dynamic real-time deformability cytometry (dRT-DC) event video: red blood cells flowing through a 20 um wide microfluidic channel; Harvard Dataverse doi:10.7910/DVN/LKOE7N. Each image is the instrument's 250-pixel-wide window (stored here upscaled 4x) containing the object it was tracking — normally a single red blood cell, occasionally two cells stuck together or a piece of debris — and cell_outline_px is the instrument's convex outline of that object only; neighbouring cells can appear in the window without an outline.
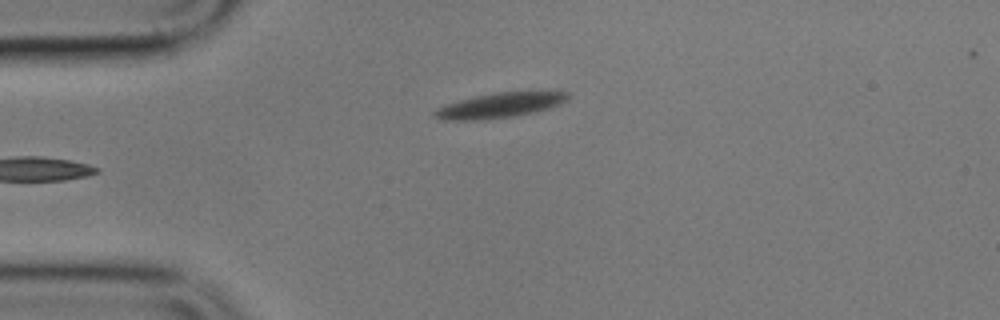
{"species": "common noctule bat (a hibernating species)", "species_latin": "Nyctalus noctula", "temperature_condition": "cold", "stored_images_in_passage": 6, "camera_frame_rate_fps": 3000, "um_per_image_px": 0.085, "animal": {"sex": "male", "body_mass_g": 17.9}, "frame": {"image": 1, "passage_image": 6, "time_ms": 6.0, "image_size_px": [1000, 320], "cell_outline_px": [[572, 96], [568, 100], [560, 104], [548, 108], [532, 112], [512, 116], [480, 120], [444, 120], [432, 116], [432, 112], [436, 108], [460, 100], [476, 96], [496, 92], [568, 92]], "centroid_in_image_um": [42.47, 8.95], "position_along_channel_um": 42.5, "area_um2": 19.13}}